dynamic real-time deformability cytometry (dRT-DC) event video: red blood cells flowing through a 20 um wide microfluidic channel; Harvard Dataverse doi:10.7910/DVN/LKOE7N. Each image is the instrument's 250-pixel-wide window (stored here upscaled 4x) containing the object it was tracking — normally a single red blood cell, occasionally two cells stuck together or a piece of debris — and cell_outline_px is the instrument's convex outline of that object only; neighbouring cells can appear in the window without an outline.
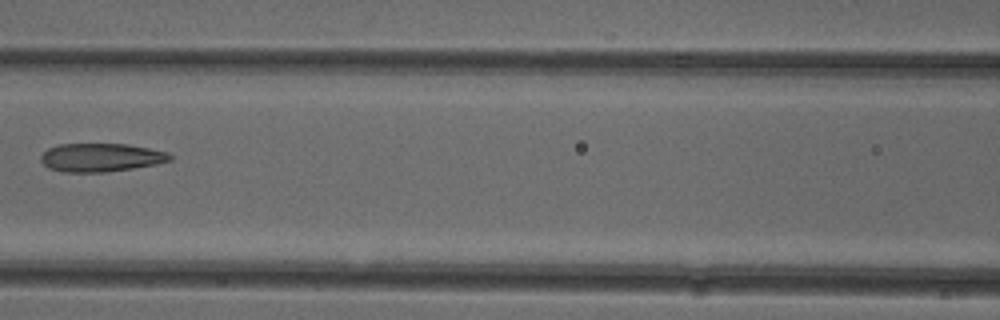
{"species": "common noctule bat (a hibernating species)", "species_latin": "Nyctalus noctula", "temperature_condition": "cold", "stored_images_in_passage": 6, "camera_frame_rate_fps": 3000, "um_per_image_px": 0.085, "animal": {"sex": "female"}, "frame": {"image": 1, "passage_image": 6, "time_ms": 6.0, "image_size_px": [1000, 320], "cell_outline_px": [[172, 160], [156, 164], [132, 168], [104, 172], [64, 172], [48, 168], [40, 160], [40, 156], [48, 148], [60, 144], [128, 144], [168, 152], [172, 156]], "centroid_in_image_um": [8.57, 13.38], "position_along_channel_um": 158.0, "area_um2": 21.33}}